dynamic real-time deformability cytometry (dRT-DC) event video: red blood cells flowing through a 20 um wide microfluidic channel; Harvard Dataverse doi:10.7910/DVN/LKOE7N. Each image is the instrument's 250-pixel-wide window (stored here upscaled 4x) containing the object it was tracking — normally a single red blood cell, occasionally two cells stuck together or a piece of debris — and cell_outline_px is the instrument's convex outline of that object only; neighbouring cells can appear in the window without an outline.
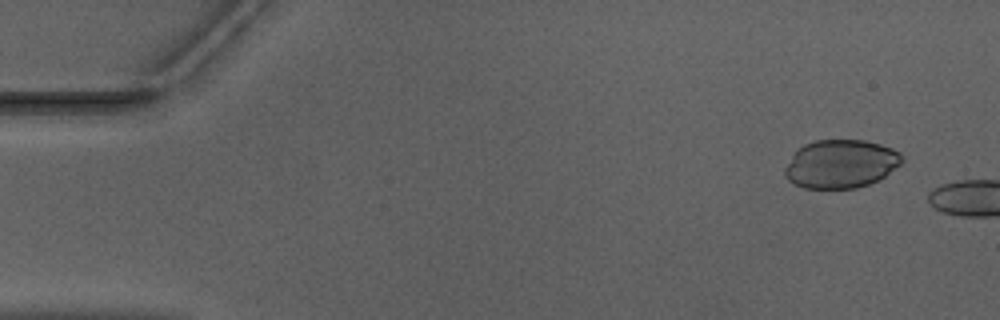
{"species": "Egyptian fruit bat (a non-hibernating species)", "species_latin": "Rousettus aegyptiacus", "temperature_condition": "warm", "stored_images_in_passage": 7, "camera_frame_rate_fps": 3000, "um_per_image_px": 0.085, "animal": {"sex": "male"}, "frame": {"image": 1, "passage_image": 4, "time_ms": 1.0, "image_size_px": [1000, 320], "cell_outline_px": [[904, 160], [900, 164], [884, 176], [868, 184], [856, 188], [804, 188], [792, 184], [784, 176], [784, 168], [792, 156], [804, 144], [816, 140], [864, 140], [880, 144], [892, 148], [900, 152]], "centroid_in_image_um": [71.45, 13.93], "position_along_channel_um": 13.6, "area_um2": 32.95}}